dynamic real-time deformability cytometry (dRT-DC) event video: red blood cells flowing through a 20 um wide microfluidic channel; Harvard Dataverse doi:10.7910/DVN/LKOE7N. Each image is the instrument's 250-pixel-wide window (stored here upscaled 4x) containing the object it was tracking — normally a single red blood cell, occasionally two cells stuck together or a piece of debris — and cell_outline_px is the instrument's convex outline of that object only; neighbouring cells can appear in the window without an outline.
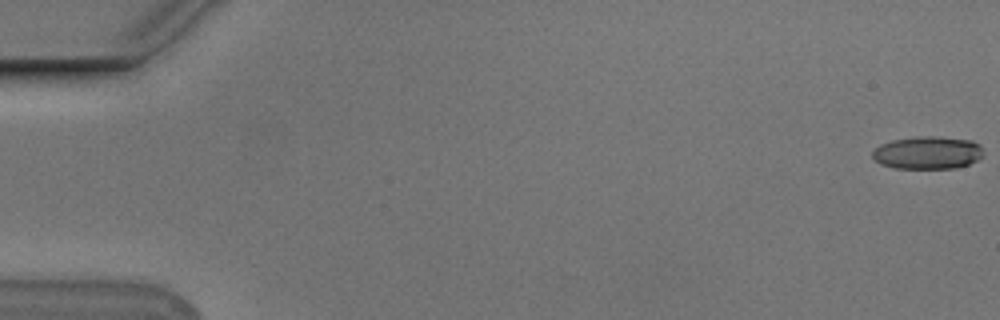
{"species": "Egyptian fruit bat (a non-hibernating species)", "species_latin": "Rousettus aegyptiacus", "temperature_condition": "cold", "stored_images_in_passage": 55, "camera_frame_rate_fps": 3000, "um_per_image_px": 0.085, "animal": {"sex": "male"}, "frame": {"image": 1, "passage_image": 1, "time_ms": 0.0, "image_size_px": [1000, 320], "cell_outline_px": [[980, 156], [976, 160], [968, 164], [956, 168], [896, 168], [880, 164], [872, 156], [872, 152], [880, 144], [892, 140], [916, 136], [936, 136], [972, 140], [980, 144]], "centroid_in_image_um": [78.81, 12.97], "position_along_channel_um": 6.2, "area_um2": 21.04}}
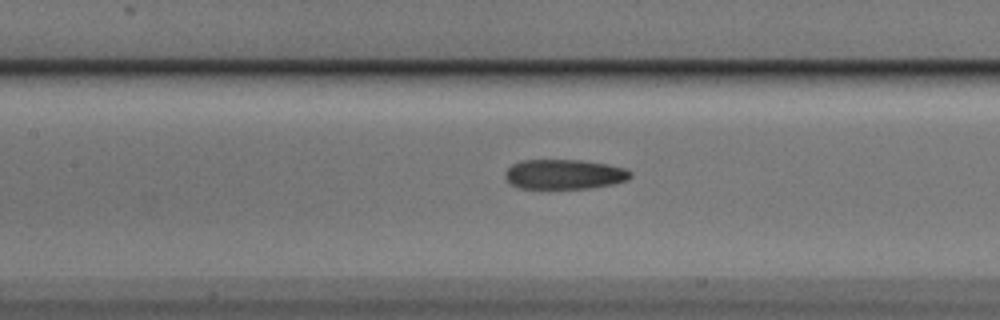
{"frame": {"image": 2, "passage_image": 26, "time_ms": 8.333, "image_size_px": [1000, 320], "cell_outline_px": [[632, 176], [628, 180], [612, 184], [588, 188], [520, 188], [512, 184], [504, 176], [504, 172], [512, 164], [520, 160], [580, 160], [608, 164], [624, 168], [632, 172]], "centroid_in_image_um": [47.97, 14.8], "position_along_channel_um": 159.4, "area_um2": 21.73}}
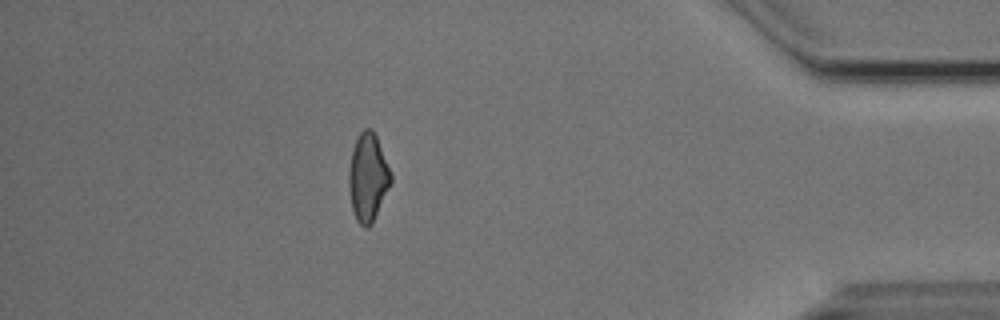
{"frame": {"image": 3, "passage_image": 49, "time_ms": 16.0, "image_size_px": [1000, 320], "cell_outline_px": [[392, 180], [372, 224], [368, 228], [364, 228], [356, 220], [352, 208], [348, 184], [348, 172], [352, 148], [360, 132], [364, 128], [372, 128], [376, 136], [392, 172]], "centroid_in_image_um": [31.27, 15.07], "position_along_channel_um": 403.9, "area_um2": 21.62}, "authors_computed_cell_mechanics": {"area_um2": 21.9062, "velocity_mm_per_s": 3.7654, "shape_relaxation_time_tau1_ms": 5.6706, "shape_relaxation_time_tau2_ms": 3.2244, "deformation_change_tau1": 0.1582, "deformation_change_tau2": 0.1042}}